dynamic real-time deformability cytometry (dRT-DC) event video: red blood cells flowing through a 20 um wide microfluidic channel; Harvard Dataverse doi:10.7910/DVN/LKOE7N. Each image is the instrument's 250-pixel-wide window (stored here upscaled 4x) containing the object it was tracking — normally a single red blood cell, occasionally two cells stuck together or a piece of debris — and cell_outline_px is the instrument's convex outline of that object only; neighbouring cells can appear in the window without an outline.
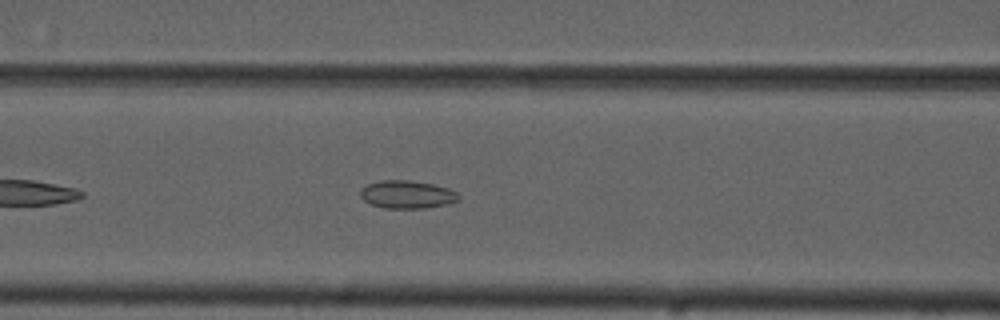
{"species": "common noctule bat (a hibernating species)", "species_latin": "Nyctalus noctula", "temperature_condition": "cold", "stored_images_in_passage": 42, "camera_frame_rate_fps": 3000, "um_per_image_px": 0.085, "animal": {"sex": "male", "forearm_length_mm": 52.5}, "frame": {"image": 1, "passage_image": 10, "time_ms": 3.0, "image_size_px": [1000, 320], "cell_outline_px": [[460, 200], [448, 204], [424, 208], [384, 208], [372, 204], [364, 200], [360, 196], [360, 188], [368, 184], [380, 180], [408, 180], [432, 184], [448, 188], [456, 192], [460, 196]], "centroid_in_image_um": [34.6, 16.53], "position_along_channel_um": 132.0, "area_um2": 16.01}}
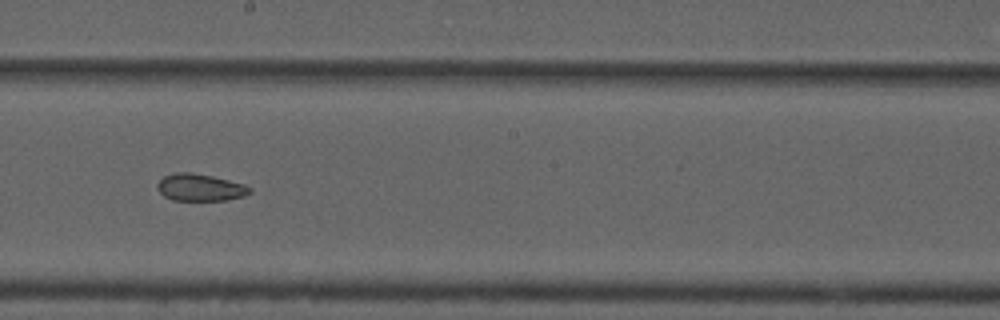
{"frame": {"image": 2, "passage_image": 18, "time_ms": 5.667, "image_size_px": [1000, 320], "cell_outline_px": [[252, 192], [244, 196], [228, 200], [172, 200], [164, 196], [156, 188], [156, 184], [164, 176], [176, 172], [188, 172], [212, 176], [244, 184], [252, 188]], "centroid_in_image_um": [17.01, 15.94], "position_along_channel_um": 231.2, "area_um2": 14.62}}
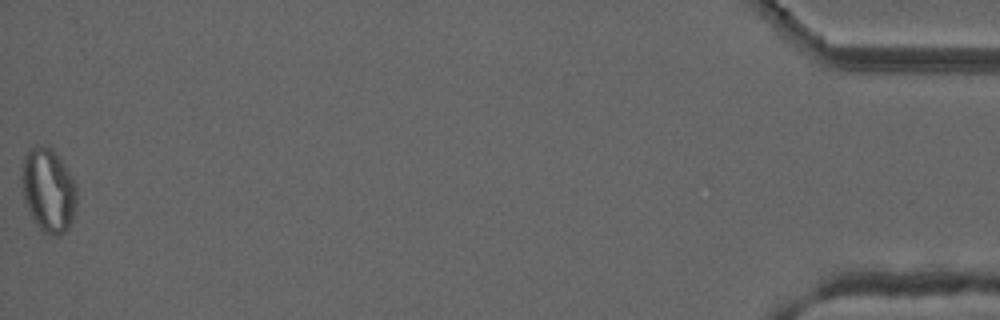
{"frame": {"image": 3, "passage_image": 42, "time_ms": 13.667, "image_size_px": [1000, 320], "cell_outline_px": [[76, 204], [72, 220], [68, 228], [60, 236], [52, 236], [44, 232], [32, 220], [24, 200], [24, 156], [32, 148], [40, 144], [48, 144], [64, 164], [72, 176], [76, 188]], "centroid_in_image_um": [4.14, 16.19], "position_along_channel_um": 431.1, "area_um2": 26.47}, "authors_computed_cell_mechanics": {"area_um2": 16.7331, "velocity_mm_per_s": 3.7351, "shape_relaxation_time_tau1_ms": null, "shape_relaxation_time_tau2_ms": 2.8795, "deformation_change_tau1": null, "deformation_change_tau2": 0.0712}}